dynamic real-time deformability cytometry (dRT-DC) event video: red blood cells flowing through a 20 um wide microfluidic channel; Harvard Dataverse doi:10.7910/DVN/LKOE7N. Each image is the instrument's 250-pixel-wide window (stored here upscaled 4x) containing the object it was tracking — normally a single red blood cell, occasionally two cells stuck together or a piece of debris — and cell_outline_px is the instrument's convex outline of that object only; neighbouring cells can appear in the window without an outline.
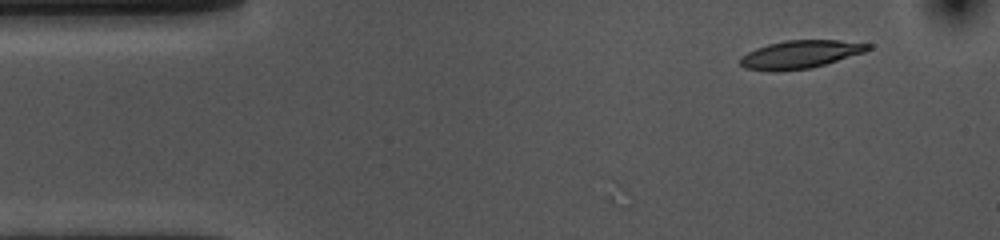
{"species": "common noctule bat (a hibernating species)", "species_latin": "Nyctalus noctula", "temperature_condition": "cold", "stored_images_in_passage": 21, "camera_frame_rate_fps": 3000, "um_per_image_px": 0.085, "animal": {"sex": "female", "body_mass_g": 10.0, "forearm_length_mm": 53.1}, "frame": {"image": 1, "passage_image": 1, "time_ms": 0.0, "image_size_px": [1000, 240], "cell_outline_px": [[872, 48], [864, 52], [824, 64], [808, 68], [772, 72], [744, 68], [740, 64], [740, 56], [756, 48], [768, 44], [788, 40], [840, 40], [872, 44]], "centroid_in_image_um": [67.99, 4.62], "position_along_channel_um": 17.0, "area_um2": 20.75}}
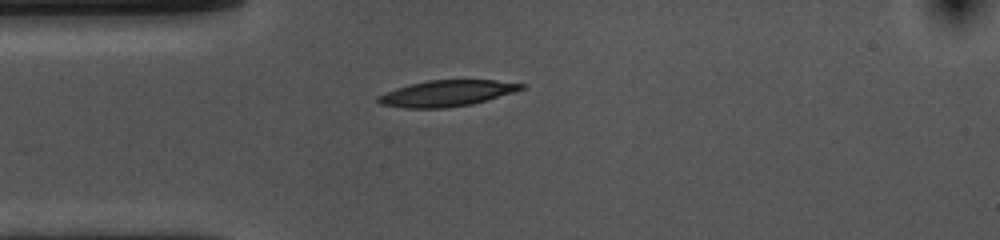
{"frame": {"image": 2, "passage_image": 9, "time_ms": 2.667, "image_size_px": [1000, 240], "cell_outline_px": [[528, 84], [524, 88], [512, 92], [472, 104], [444, 108], [404, 108], [380, 104], [376, 100], [376, 96], [396, 88], [428, 80], [496, 80]], "centroid_in_image_um": [37.95, 7.93], "position_along_channel_um": 47.0, "area_um2": 21.62}}
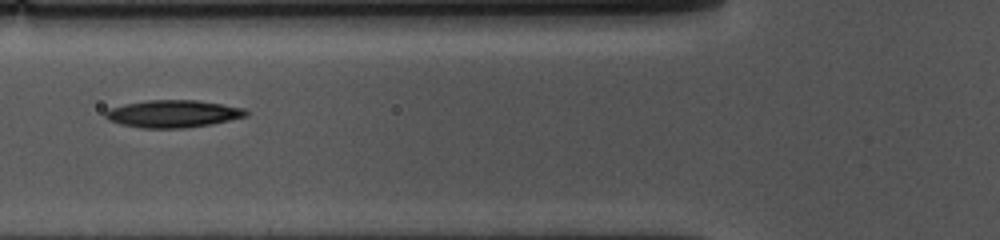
{"frame": {"image": 3, "passage_image": 15, "time_ms": 4.667, "image_size_px": [1000, 240], "cell_outline_px": [[248, 116], [212, 124], [184, 128], [140, 128], [120, 124], [108, 120], [104, 116], [104, 112], [108, 108], [124, 104], [148, 100], [196, 100], [244, 108], [248, 112]], "centroid_in_image_um": [14.67, 9.67], "position_along_channel_um": 111.1, "area_um2": 22.54}}